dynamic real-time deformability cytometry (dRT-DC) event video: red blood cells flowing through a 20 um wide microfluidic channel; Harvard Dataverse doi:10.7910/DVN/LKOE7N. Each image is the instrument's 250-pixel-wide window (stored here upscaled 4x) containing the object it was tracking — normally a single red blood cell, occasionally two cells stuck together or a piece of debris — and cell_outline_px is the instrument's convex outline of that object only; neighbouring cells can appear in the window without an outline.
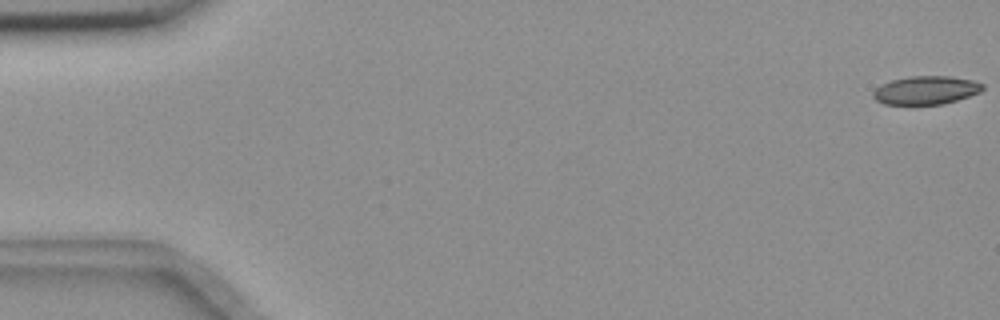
{"species": "common noctule bat (a hibernating species)", "species_latin": "Nyctalus noctula", "temperature_condition": "room temperature", "stored_images_in_passage": 49, "camera_frame_rate_fps": 3000, "um_per_image_px": 0.085, "animal": {"sex": "female", "body_mass_g": 18.4}, "frame": {"image": 1, "passage_image": 1, "time_ms": 0.0, "image_size_px": [1000, 320], "cell_outline_px": [[984, 88], [980, 92], [944, 104], [916, 108], [912, 108], [884, 104], [876, 100], [872, 96], [872, 92], [880, 84], [892, 80], [912, 76], [952, 76], [972, 80], [984, 84]], "centroid_in_image_um": [78.65, 7.72], "position_along_channel_um": 6.4, "area_um2": 19.02}}
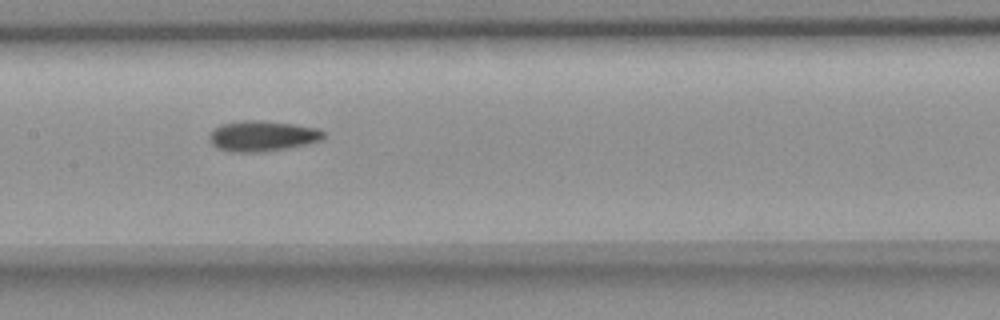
{"frame": {"image": 2, "passage_image": 28, "time_ms": 9.0, "image_size_px": [1000, 320], "cell_outline_px": [[324, 140], [308, 144], [288, 148], [264, 152], [228, 152], [216, 148], [208, 140], [208, 136], [220, 124], [240, 120], [256, 120], [292, 124], [316, 128], [324, 132]], "centroid_in_image_um": [22.28, 11.58], "position_along_channel_um": 185.1, "area_um2": 20.52}}
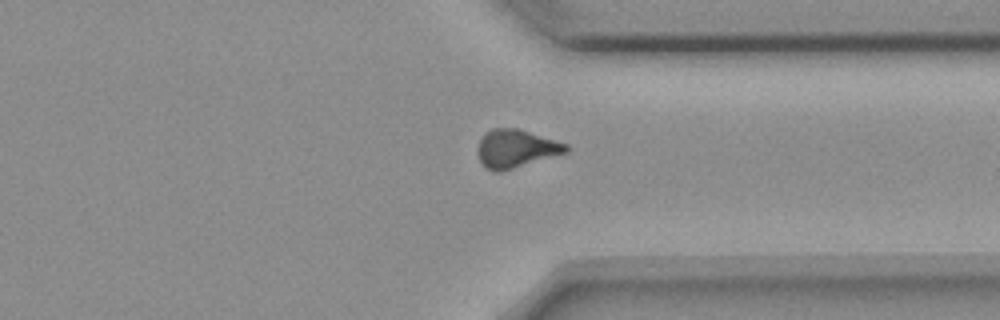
{"frame": {"image": 3, "passage_image": 43, "time_ms": 14.0, "image_size_px": [1000, 320], "cell_outline_px": [[568, 152], [500, 172], [492, 172], [484, 168], [480, 164], [476, 152], [480, 140], [484, 132], [492, 128], [516, 128], [568, 144]], "centroid_in_image_um": [43.79, 12.65], "position_along_channel_um": 367.6, "area_um2": 19.77}}